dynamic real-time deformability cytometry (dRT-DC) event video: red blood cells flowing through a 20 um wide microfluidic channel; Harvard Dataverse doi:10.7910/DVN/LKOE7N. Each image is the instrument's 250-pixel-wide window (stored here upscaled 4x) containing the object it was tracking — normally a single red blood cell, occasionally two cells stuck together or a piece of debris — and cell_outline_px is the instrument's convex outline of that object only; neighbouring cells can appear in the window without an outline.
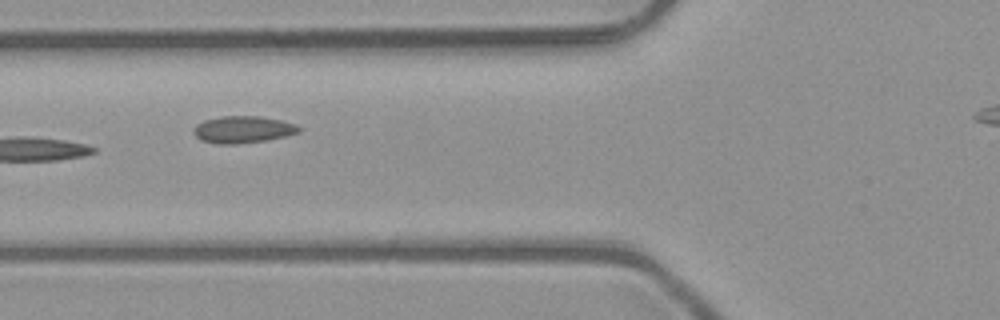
{"species": "common noctule bat (a hibernating species)", "species_latin": "Nyctalus noctula", "temperature_condition": "room temperature", "stored_images_in_passage": 5, "camera_frame_rate_fps": 3000, "um_per_image_px": 0.085, "animal": {"sex": "male", "body_mass_g": 23.1, "forearm_length_mm": 52.7}, "frame": {"image": 1, "passage_image": 3, "time_ms": 0.667, "image_size_px": [1000, 320], "cell_outline_px": [[300, 132], [284, 136], [264, 140], [236, 144], [216, 144], [200, 140], [192, 132], [196, 124], [204, 120], [220, 116], [260, 116], [280, 120], [296, 124], [300, 128]], "centroid_in_image_um": [20.6, 11.0], "position_along_channel_um": 105.2, "area_um2": 16.53}}
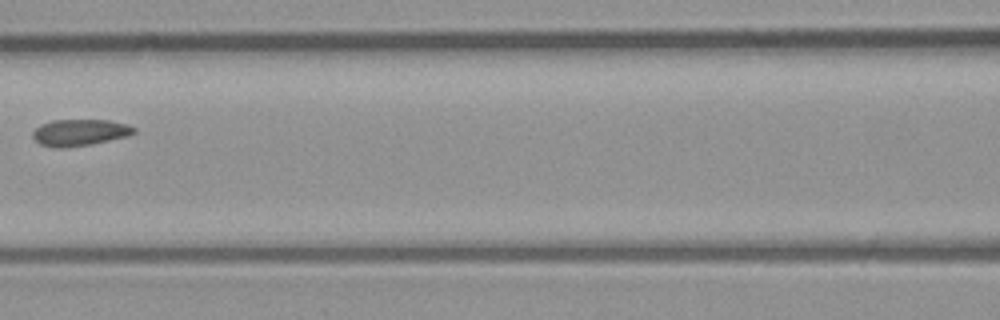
{"frame": {"image": 2, "passage_image": 4, "time_ms": 1.0, "image_size_px": [1000, 320], "cell_outline_px": [[136, 132], [128, 136], [92, 144], [60, 148], [56, 148], [40, 144], [32, 136], [32, 132], [40, 124], [52, 120], [108, 120], [128, 124], [136, 128]], "centroid_in_image_um": [6.79, 11.26], "position_along_channel_um": 159.8, "area_um2": 15.72}}
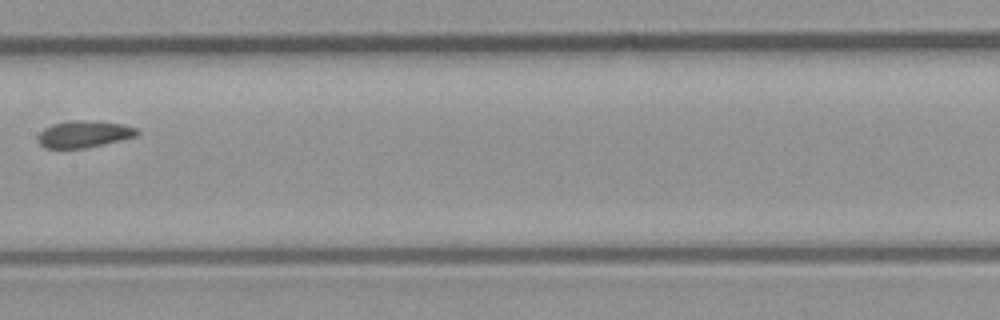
{"frame": {"image": 3, "passage_image": 5, "time_ms": 1.333, "image_size_px": [1000, 320], "cell_outline_px": [[140, 132], [136, 136], [104, 144], [84, 148], [44, 148], [40, 144], [36, 136], [44, 128], [52, 124], [72, 120], [84, 120], [124, 124], [136, 128]], "centroid_in_image_um": [7.12, 11.4], "position_along_channel_um": 200.3, "area_um2": 15.49}}